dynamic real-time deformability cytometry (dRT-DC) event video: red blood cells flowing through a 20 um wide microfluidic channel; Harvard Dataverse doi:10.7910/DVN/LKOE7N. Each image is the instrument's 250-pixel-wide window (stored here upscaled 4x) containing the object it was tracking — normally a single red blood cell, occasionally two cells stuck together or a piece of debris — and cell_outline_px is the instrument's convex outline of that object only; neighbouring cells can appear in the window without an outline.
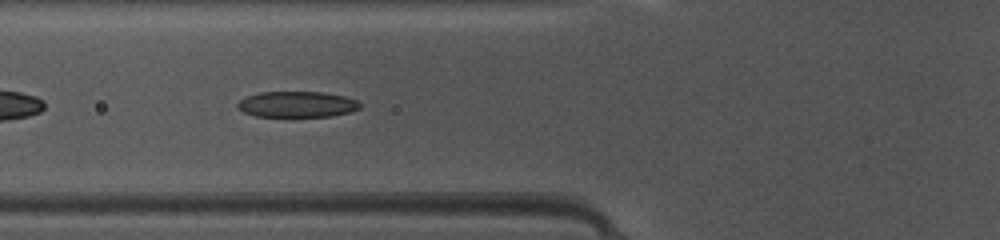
{"species": "common noctule bat (a hibernating species)", "species_latin": "Nyctalus noctula", "temperature_condition": "warm", "stored_images_in_passage": 47, "camera_frame_rate_fps": 3000, "um_per_image_px": 0.085, "animal": {"sex": "female", "body_mass_g": 10.0, "forearm_length_mm": 53.1}, "frame": {"image": 1, "passage_image": 18, "time_ms": 5.667, "image_size_px": [1000, 240], "cell_outline_px": [[360, 108], [348, 112], [328, 116], [256, 116], [244, 112], [236, 108], [236, 104], [244, 96], [260, 92], [320, 92], [344, 96], [356, 100], [360, 104]], "centroid_in_image_um": [25.18, 8.86], "position_along_channel_um": 100.6, "area_um2": 18.32}}
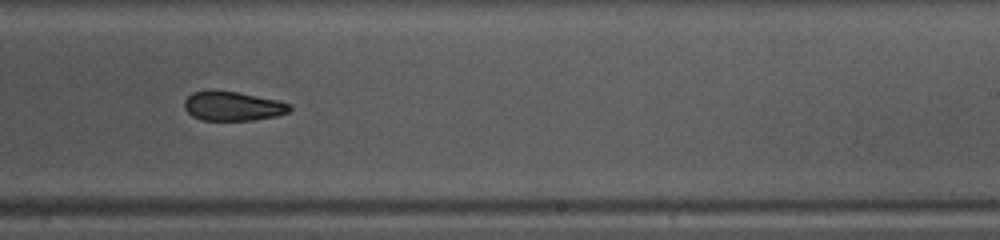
{"frame": {"image": 2, "passage_image": 30, "time_ms": 9.667, "image_size_px": [1000, 240], "cell_outline_px": [[292, 108], [288, 112], [276, 116], [252, 120], [200, 120], [192, 116], [184, 108], [184, 100], [192, 92], [208, 88], [236, 92], [276, 100], [288, 104]], "centroid_in_image_um": [19.7, 9.0], "position_along_channel_um": 269.3, "area_um2": 18.09}}
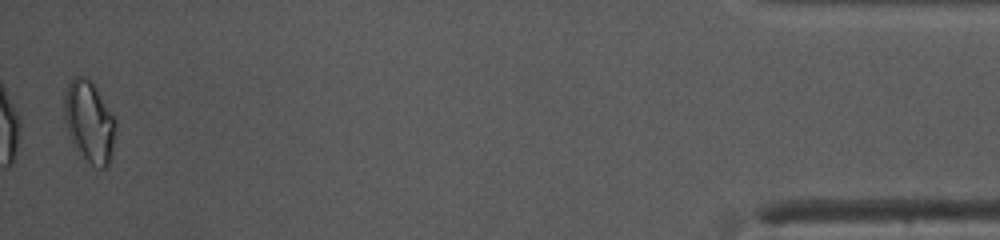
{"frame": {"image": 3, "passage_image": 47, "time_ms": 15.333, "image_size_px": [1000, 240], "cell_outline_px": [[116, 128], [112, 156], [108, 164], [104, 168], [100, 168], [92, 164], [76, 148], [68, 132], [64, 120], [64, 92], [68, 80], [76, 76], [84, 76], [96, 88], [116, 120]], "centroid_in_image_um": [7.58, 10.32], "position_along_channel_um": 427.6, "area_um2": 24.22}, "authors_computed_cell_mechanics": {"area_um2": 19.5942, "velocity_mm_per_s": 4.2049, "shape_relaxation_time_tau1_ms": null, "shape_relaxation_time_tau2_ms": 4.1853, "deformation_change_tau1": null, "deformation_change_tau2": 0.1116}}